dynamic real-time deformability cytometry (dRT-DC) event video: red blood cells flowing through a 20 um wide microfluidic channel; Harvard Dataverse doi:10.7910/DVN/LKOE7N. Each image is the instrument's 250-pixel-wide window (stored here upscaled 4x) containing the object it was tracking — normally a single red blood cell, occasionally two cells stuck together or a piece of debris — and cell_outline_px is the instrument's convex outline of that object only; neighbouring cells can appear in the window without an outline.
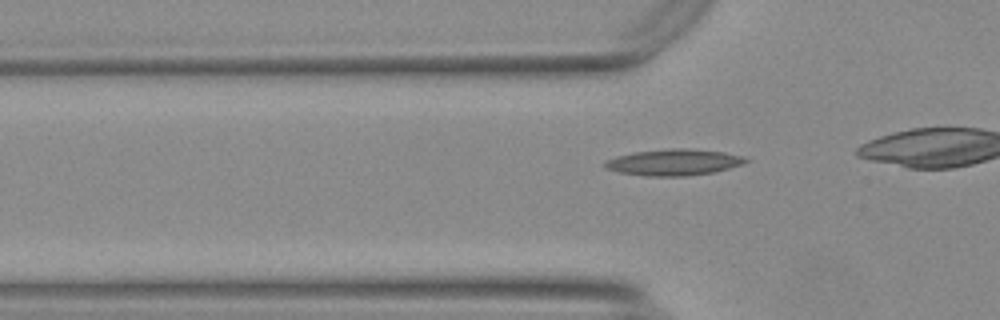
{"species": "Egyptian fruit bat (a non-hibernating species)", "species_latin": "Rousettus aegyptiacus", "temperature_condition": "warm", "stored_images_in_passage": 36, "camera_frame_rate_fps": 3000, "um_per_image_px": 0.085, "animal": {"sex": "female"}, "frame": {"image": 1, "passage_image": 11, "time_ms": 3.333, "image_size_px": [1000, 320], "cell_outline_px": [[748, 160], [740, 164], [728, 168], [712, 172], [684, 176], [648, 176], [620, 172], [604, 168], [604, 164], [608, 160], [616, 156], [636, 152], [668, 148], [684, 148], [724, 152], [744, 156]], "centroid_in_image_um": [57.25, 13.79], "position_along_channel_um": 68.5, "area_um2": 21.21}}
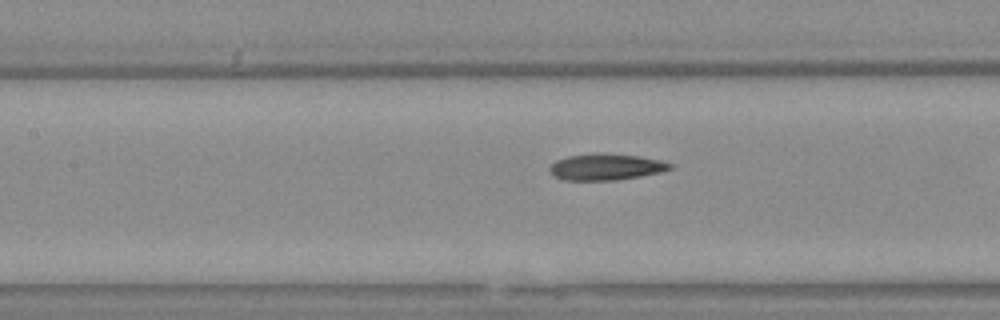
{"frame": {"image": 2, "passage_image": 18, "time_ms": 5.667, "image_size_px": [1000, 320], "cell_outline_px": [[672, 168], [660, 172], [640, 176], [616, 180], [564, 180], [556, 176], [548, 168], [556, 160], [568, 156], [592, 152], [600, 152], [640, 156], [660, 160], [672, 164]], "centroid_in_image_um": [51.5, 14.17], "position_along_channel_um": 155.9, "area_um2": 18.55}}
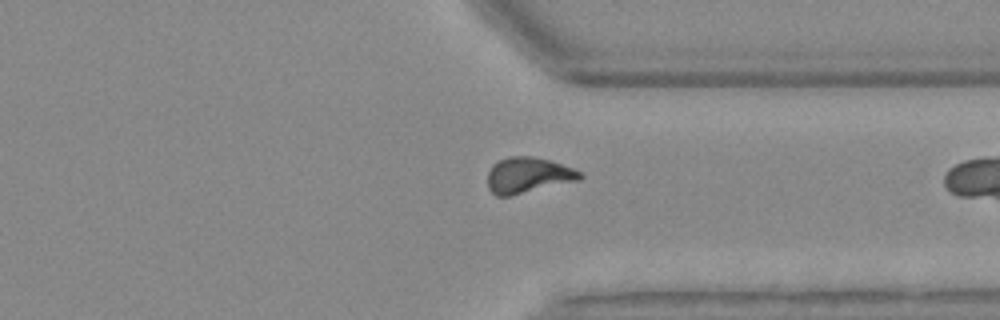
{"frame": {"image": 3, "passage_image": 35, "time_ms": 11.333, "image_size_px": [1000, 320], "cell_outline_px": [[584, 176], [580, 180], [512, 196], [496, 196], [488, 188], [488, 172], [492, 164], [508, 156], [532, 156], [548, 160], [572, 168], [580, 172]], "centroid_in_image_um": [44.87, 14.91], "position_along_channel_um": 366.5, "area_um2": 19.31}}